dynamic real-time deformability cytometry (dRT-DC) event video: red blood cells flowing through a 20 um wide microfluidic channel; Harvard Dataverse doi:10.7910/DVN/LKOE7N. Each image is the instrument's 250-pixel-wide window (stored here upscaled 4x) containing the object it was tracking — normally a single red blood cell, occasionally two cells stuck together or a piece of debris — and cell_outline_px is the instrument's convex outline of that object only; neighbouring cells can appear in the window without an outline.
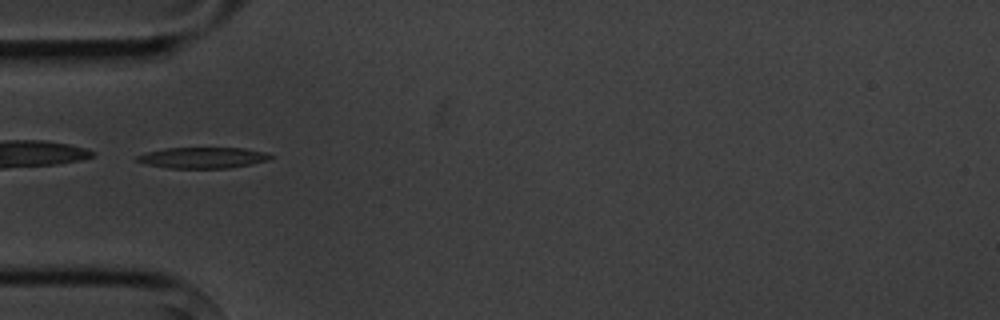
{"species": "common noctule bat (a hibernating species)", "species_latin": "Nyctalus noctula", "temperature_condition": "cold", "stored_images_in_passage": 4, "camera_frame_rate_fps": 3000, "um_per_image_px": 0.085, "animal": {"sex": "male", "body_mass_g": 20.1, "forearm_length_mm": 53.5}, "frame": {"image": 1, "passage_image": 3, "time_ms": 2.0, "image_size_px": [1000, 320], "cell_outline_px": [[272, 156], [268, 160], [252, 164], [228, 168], [168, 168], [148, 164], [132, 160], [132, 156], [164, 148], [244, 148], [264, 152]], "centroid_in_image_um": [17.16, 13.4], "position_along_channel_um": 67.8, "area_um2": 16.36}}
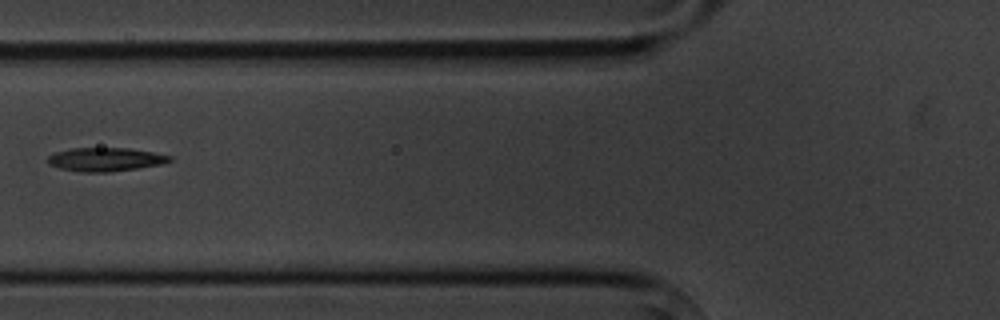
{"frame": {"image": 2, "passage_image": 4, "time_ms": 3.333, "image_size_px": [1000, 320], "cell_outline_px": [[172, 160], [160, 164], [136, 168], [108, 172], [80, 172], [60, 168], [48, 164], [48, 156], [56, 152], [72, 148], [128, 148], [152, 152], [172, 156]], "centroid_in_image_um": [8.94, 13.55], "position_along_channel_um": 116.9, "area_um2": 16.59}}